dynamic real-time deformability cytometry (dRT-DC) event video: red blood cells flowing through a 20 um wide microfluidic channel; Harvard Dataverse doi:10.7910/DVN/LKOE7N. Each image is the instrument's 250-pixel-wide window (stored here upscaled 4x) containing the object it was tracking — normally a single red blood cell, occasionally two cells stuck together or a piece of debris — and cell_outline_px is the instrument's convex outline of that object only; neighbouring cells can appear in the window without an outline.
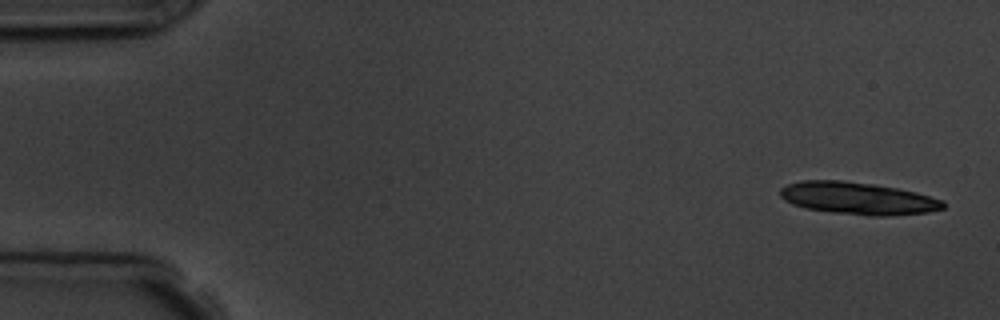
{"species": "common noctule bat (a hibernating species)", "species_latin": "Nyctalus noctula", "temperature_condition": "room temperature", "stored_images_in_passage": 7, "segment_of_instrument_passage": [1, 2], "camera_frame_rate_fps": 3000, "um_per_image_px": 0.085, "animal": {"sex": "male", "body_mass_g": 19.5, "forearm_length_mm": 54.6}, "frame": {"image": 1, "passage_image": 1, "time_ms": 0.0, "image_size_px": [1000, 320], "cell_outline_px": [[944, 208], [928, 212], [888, 216], [868, 216], [832, 212], [804, 208], [792, 204], [784, 200], [780, 196], [780, 188], [788, 184], [804, 180], [844, 180], [876, 184], [916, 192], [944, 200]], "centroid_in_image_um": [72.92, 16.85], "position_along_channel_um": 12.1, "area_um2": 30.87}}